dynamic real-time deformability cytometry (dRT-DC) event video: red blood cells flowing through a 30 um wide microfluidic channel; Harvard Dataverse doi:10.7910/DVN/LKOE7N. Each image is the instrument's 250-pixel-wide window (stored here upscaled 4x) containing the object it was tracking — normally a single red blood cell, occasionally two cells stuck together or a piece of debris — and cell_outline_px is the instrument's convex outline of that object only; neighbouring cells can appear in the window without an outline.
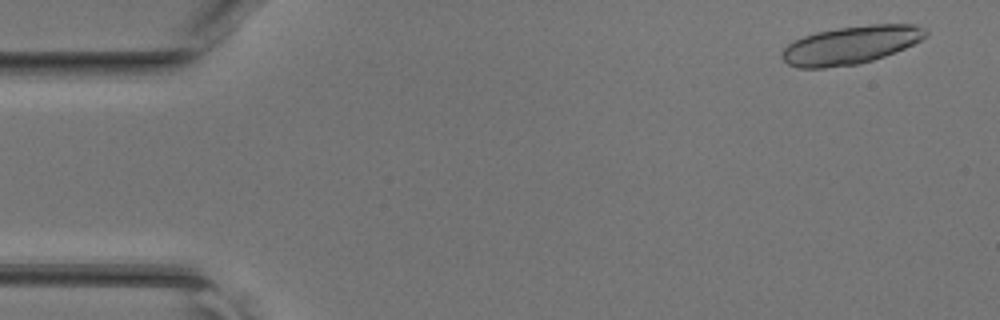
{"species": "common noctule bat (a hibernating species)", "species_latin": "Nyctalus noctula", "temperature_condition": "room temperature", "stored_images_in_passage": 16, "camera_frame_rate_fps": 3000, "um_per_image_px": 0.085, "animal": {"sex": "female", "body_mass_g": 17.0, "forearm_length_mm": 48.0}, "frame": {"image": 1, "passage_image": 3, "time_ms": 0.667, "image_size_px": [1000, 320], "cell_outline_px": [[928, 36], [904, 48], [884, 56], [860, 64], [824, 68], [796, 68], [788, 64], [780, 56], [780, 52], [788, 44], [804, 36], [816, 32], [836, 28], [872, 24], [916, 24], [924, 28], [928, 32]], "centroid_in_image_um": [72.3, 3.83], "position_along_channel_um": 12.7, "area_um2": 31.96}}